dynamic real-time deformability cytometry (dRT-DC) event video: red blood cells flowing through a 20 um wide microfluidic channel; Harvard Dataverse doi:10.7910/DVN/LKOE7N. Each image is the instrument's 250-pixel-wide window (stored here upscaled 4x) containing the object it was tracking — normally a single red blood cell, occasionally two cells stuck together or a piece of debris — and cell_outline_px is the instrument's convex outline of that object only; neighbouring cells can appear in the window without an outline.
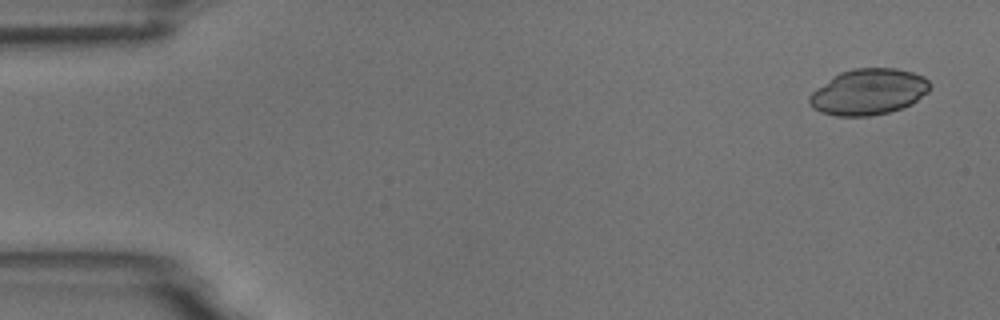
{"species": "common noctule bat (a hibernating species)", "species_latin": "Nyctalus noctula", "temperature_condition": "room temperature", "stored_images_in_passage": 54, "camera_frame_rate_fps": 3000, "um_per_image_px": 0.085, "animal": {"sex": "male", "body_mass_g": 18.8}, "frame": {"image": 1, "passage_image": 3, "time_ms": 0.667, "image_size_px": [1000, 320], "cell_outline_px": [[932, 84], [928, 92], [912, 104], [888, 112], [868, 116], [836, 116], [820, 112], [812, 108], [808, 100], [808, 96], [816, 88], [832, 76], [840, 72], [852, 68], [896, 68], [912, 72], [924, 76]], "centroid_in_image_um": [73.81, 7.8], "position_along_channel_um": 11.2, "area_um2": 32.54}}
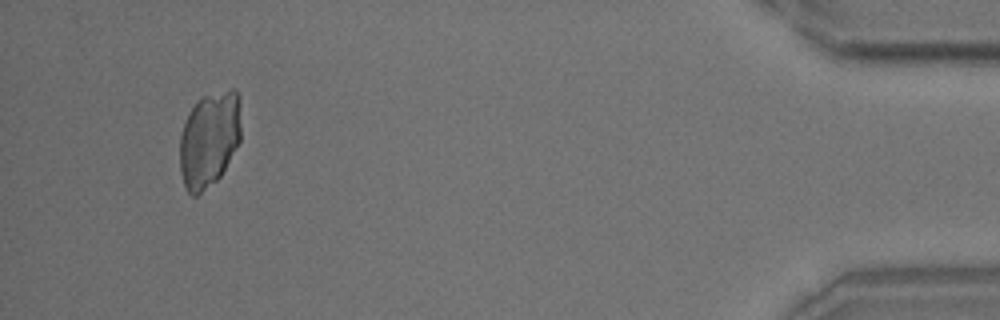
{"frame": {"image": 2, "passage_image": 51, "time_ms": 16.667, "image_size_px": [1000, 320], "cell_outline_px": [[240, 140], [220, 176], [216, 180], [196, 196], [192, 196], [188, 192], [184, 184], [180, 172], [180, 136], [184, 120], [188, 112], [204, 96], [232, 88], [236, 88], [240, 96]], "centroid_in_image_um": [17.79, 11.82], "position_along_channel_um": 417.4, "area_um2": 34.1}}